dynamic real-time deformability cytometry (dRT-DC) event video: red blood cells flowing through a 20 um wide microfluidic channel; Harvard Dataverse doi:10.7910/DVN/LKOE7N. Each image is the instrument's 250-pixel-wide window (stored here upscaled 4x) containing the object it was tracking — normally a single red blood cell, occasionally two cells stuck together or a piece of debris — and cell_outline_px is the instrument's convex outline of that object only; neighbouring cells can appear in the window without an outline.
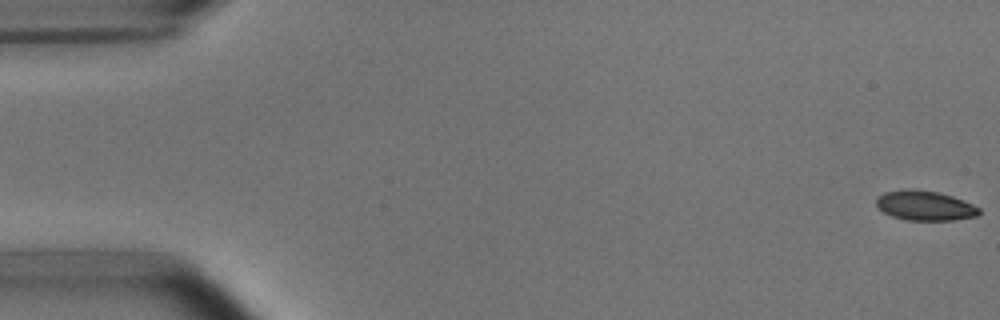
{"species": "common noctule bat (a hibernating species)", "species_latin": "Nyctalus noctula", "temperature_condition": "room temperature", "stored_images_in_passage": 51, "camera_frame_rate_fps": 3000, "um_per_image_px": 0.085, "animal": {"sex": "male", "body_mass_g": 15.6}, "frame": {"image": 1, "passage_image": 1, "time_ms": 0.0, "image_size_px": [1000, 320], "cell_outline_px": [[980, 212], [976, 216], [952, 220], [908, 220], [892, 216], [884, 212], [876, 204], [876, 200], [884, 192], [912, 188], [936, 192], [952, 196], [972, 204], [980, 208]], "centroid_in_image_um": [78.62, 17.47], "position_along_channel_um": 6.4, "area_um2": 17.57}}
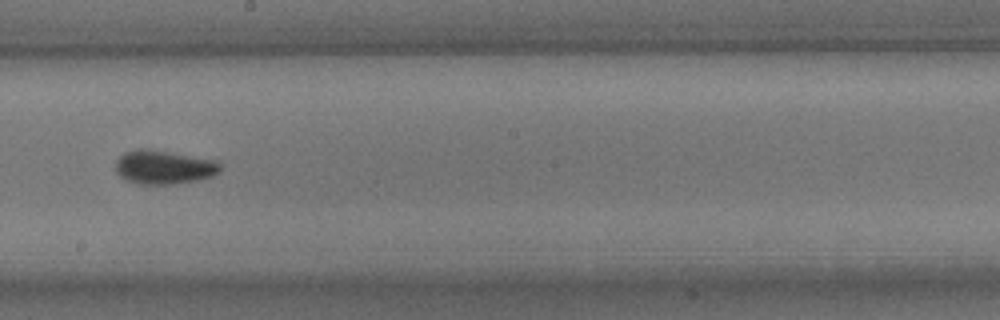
{"frame": {"image": 2, "passage_image": 30, "time_ms": 9.667, "image_size_px": [1000, 320], "cell_outline_px": [[220, 172], [212, 176], [196, 180], [176, 184], [136, 184], [120, 176], [116, 172], [116, 160], [124, 152], [140, 148], [144, 148], [216, 160], [220, 164]], "centroid_in_image_um": [13.91, 14.21], "position_along_channel_um": 234.3, "area_um2": 20.52}}
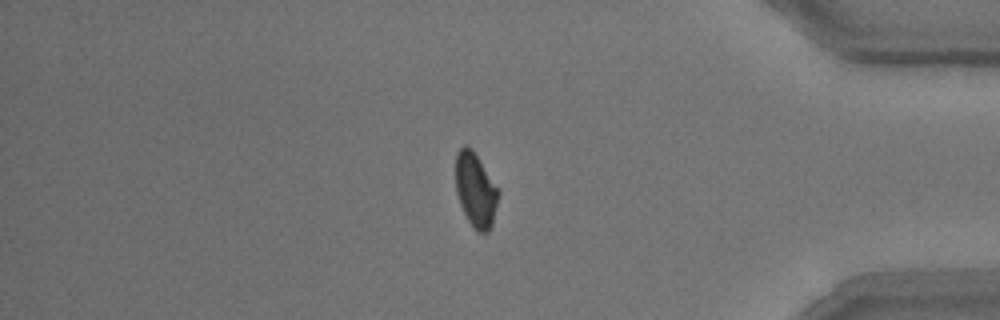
{"frame": {"image": 3, "passage_image": 45, "time_ms": 14.667, "image_size_px": [1000, 320], "cell_outline_px": [[500, 192], [492, 224], [488, 232], [476, 232], [472, 228], [460, 204], [456, 192], [456, 152], [464, 144], [472, 148], [500, 188]], "centroid_in_image_um": [40.44, 16.13], "position_along_channel_um": 394.8, "area_um2": 18.84}, "authors_computed_cell_mechanics": {"area_um2": 19.074, "velocity_mm_per_s": 3.7987, "shape_relaxation_time_tau1_ms": 4.4108, "shape_relaxation_time_tau2_ms": 2.1927, "deformation_change_tau1": 0.122, "deformation_change_tau2": 0.057}}